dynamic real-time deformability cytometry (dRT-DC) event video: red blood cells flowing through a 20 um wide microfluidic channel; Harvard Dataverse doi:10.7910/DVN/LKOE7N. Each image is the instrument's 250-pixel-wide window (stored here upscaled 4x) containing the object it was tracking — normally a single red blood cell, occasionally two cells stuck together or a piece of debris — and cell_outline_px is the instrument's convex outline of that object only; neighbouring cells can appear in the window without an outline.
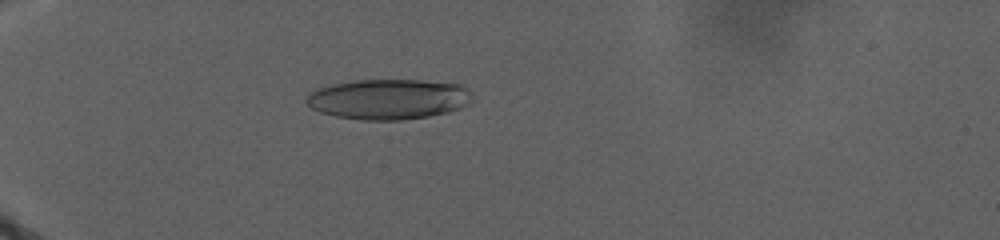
{"species": "human", "species_latin": "Homo sapiens", "temperature_condition": "warm", "stored_images_in_passage": 49, "camera_frame_rate_fps": 3000, "um_per_image_px": 0.085, "donor": {"sex": "male"}, "frame": {"image": 1, "passage_image": 18, "time_ms": 11.667, "image_size_px": [1000, 240], "cell_outline_px": [[472, 100], [468, 104], [460, 108], [448, 112], [428, 116], [400, 120], [364, 120], [336, 116], [320, 112], [312, 108], [304, 100], [308, 92], [316, 88], [332, 84], [356, 80], [420, 80], [460, 84], [468, 88], [472, 92]], "centroid_in_image_um": [33.02, 8.42], "position_along_channel_um": 52.0, "area_um2": 39.19}}
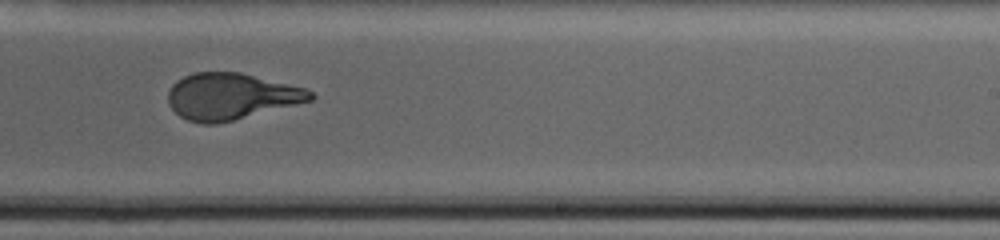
{"frame": {"image": 2, "passage_image": 34, "time_ms": 23.333, "image_size_px": [1000, 240], "cell_outline_px": [[316, 96], [312, 100], [216, 124], [200, 124], [188, 120], [180, 116], [168, 104], [168, 92], [172, 84], [176, 80], [192, 72], [240, 72], [304, 88], [312, 92]], "centroid_in_image_um": [19.59, 8.18], "position_along_channel_um": 269.4, "area_um2": 38.21}}
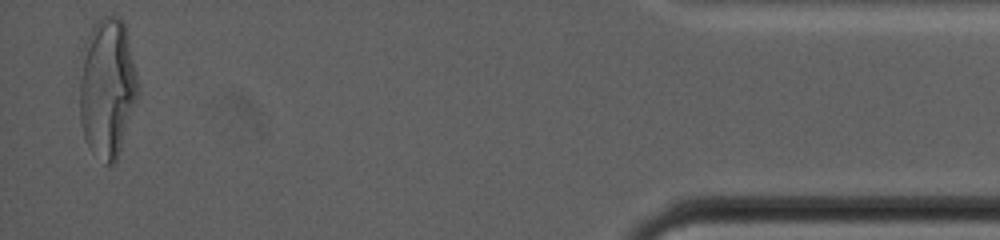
{"frame": {"image": 3, "passage_image": 48, "time_ms": 33.333, "image_size_px": [1000, 240], "cell_outline_px": [[140, 92], [116, 164], [104, 164], [92, 152], [84, 136], [80, 120], [80, 80], [84, 44], [92, 20], [104, 16], [120, 16], [124, 20]], "centroid_in_image_um": [9.13, 7.45], "position_along_channel_um": 426.1, "area_um2": 48.09}, "authors_computed_cell_mechanics": {"area_um2": 39.7664, "velocity_mm_per_s": 2.1937, "shape_relaxation_time_tau1_ms": 10.9965, "shape_relaxation_time_tau2_ms": null, "deformation_change_tau1": 0.2802, "deformation_change_tau2": null}}